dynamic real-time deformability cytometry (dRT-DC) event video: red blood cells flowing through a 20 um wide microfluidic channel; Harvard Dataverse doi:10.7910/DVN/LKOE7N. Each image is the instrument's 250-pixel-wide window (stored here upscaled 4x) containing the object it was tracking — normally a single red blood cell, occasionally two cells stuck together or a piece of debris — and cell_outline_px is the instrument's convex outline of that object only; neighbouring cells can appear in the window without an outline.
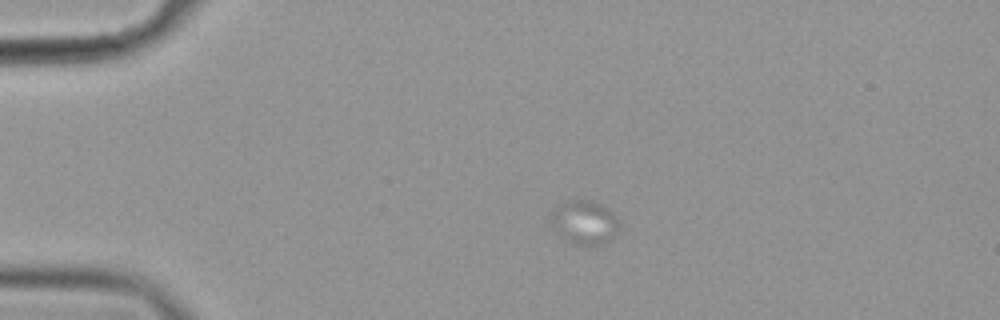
{"species": "common noctule bat (a hibernating species)", "species_latin": "Nyctalus noctula", "temperature_condition": "cold", "stored_images_in_passage": 56, "camera_frame_rate_fps": 3000, "um_per_image_px": 0.085, "animal": {"sex": "female", "body_mass_g": 19.9}, "frame": {"image": 1, "passage_image": 15, "time_ms": 4.667, "image_size_px": [1000, 320], "cell_outline_px": [[620, 228], [604, 244], [580, 244], [564, 236], [560, 232], [552, 220], [552, 212], [564, 200], [576, 196], [592, 200], [612, 212], [616, 216], [620, 224]], "centroid_in_image_um": [49.74, 18.8], "position_along_channel_um": 35.3, "area_um2": 16.94}}
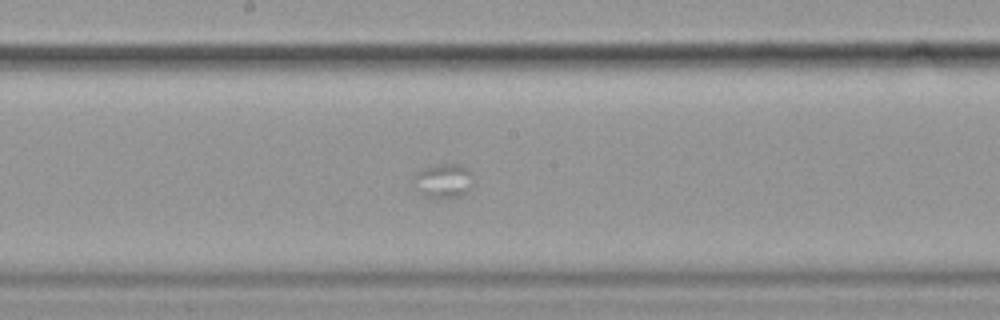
{"frame": {"image": 2, "passage_image": 35, "time_ms": 11.333, "image_size_px": [1000, 320], "cell_outline_px": [[476, 184], [472, 188], [460, 196], [436, 200], [424, 196], [416, 188], [416, 176], [420, 172], [428, 168], [444, 164], [456, 164], [468, 168]], "centroid_in_image_um": [37.8, 15.43], "position_along_channel_um": 210.4, "area_um2": 11.79}}
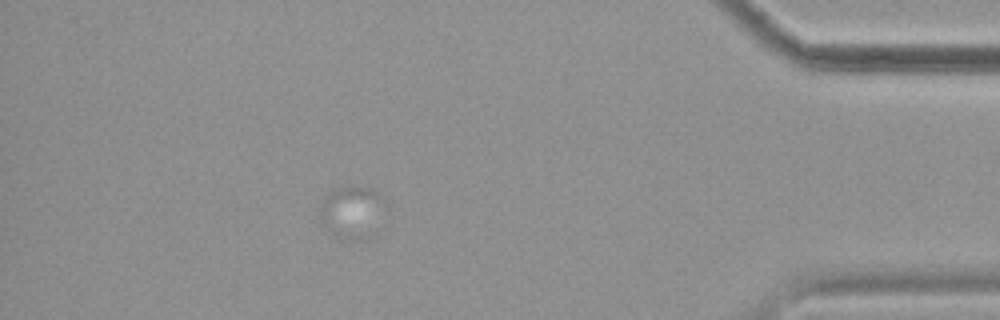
{"frame": {"image": 3, "passage_image": 56, "time_ms": 18.333, "image_size_px": [1000, 320], "cell_outline_px": [[388, 208], [360, 240], [340, 240], [332, 236], [324, 224], [320, 216], [320, 204], [332, 192], [340, 188], [372, 188], [388, 204]], "centroid_in_image_um": [29.9, 18.04], "position_along_channel_um": 405.3, "area_um2": 19.13}, "authors_computed_cell_mechanics": {"area_um2": 14.0454, "velocity_mm_per_s": 3.3557, "shape_relaxation_time_tau1_ms": 2.6491, "shape_relaxation_time_tau2_ms": null, "deformation_change_tau1": null, "deformation_change_tau2": null}}